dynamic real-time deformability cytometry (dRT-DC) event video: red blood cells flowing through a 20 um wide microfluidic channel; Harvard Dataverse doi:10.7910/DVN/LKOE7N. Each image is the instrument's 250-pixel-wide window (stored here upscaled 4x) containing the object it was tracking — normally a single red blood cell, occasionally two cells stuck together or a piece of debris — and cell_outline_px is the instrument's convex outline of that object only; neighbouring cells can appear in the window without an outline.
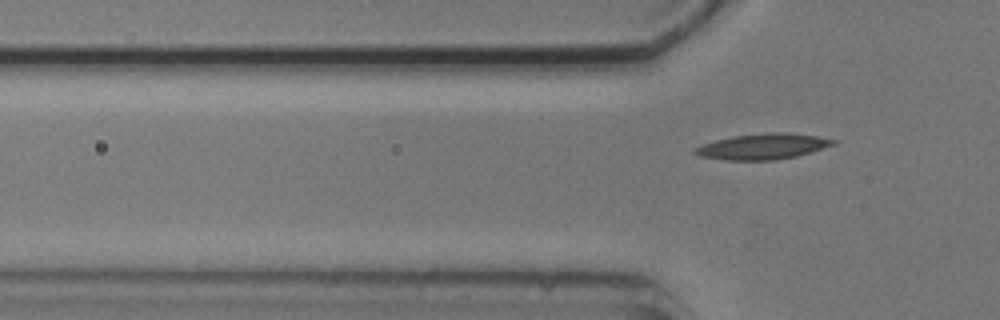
{"species": "common noctule bat (a hibernating species)", "species_latin": "Nyctalus noctula", "temperature_condition": "cold", "stored_images_in_passage": 3, "camera_frame_rate_fps": 3000, "um_per_image_px": 0.085, "animal": {"sex": "male", "body_mass_g": 20.5, "forearm_length_mm": 52.5}, "frame": {"image": 1, "passage_image": 3, "time_ms": 3.333, "image_size_px": [1000, 320], "cell_outline_px": [[836, 144], [812, 152], [796, 156], [776, 160], [724, 160], [700, 156], [692, 152], [692, 148], [716, 140], [736, 136], [772, 132], [788, 132], [816, 136], [836, 140]], "centroid_in_image_um": [64.85, 12.46], "position_along_channel_um": 61.0, "area_um2": 20.63}}